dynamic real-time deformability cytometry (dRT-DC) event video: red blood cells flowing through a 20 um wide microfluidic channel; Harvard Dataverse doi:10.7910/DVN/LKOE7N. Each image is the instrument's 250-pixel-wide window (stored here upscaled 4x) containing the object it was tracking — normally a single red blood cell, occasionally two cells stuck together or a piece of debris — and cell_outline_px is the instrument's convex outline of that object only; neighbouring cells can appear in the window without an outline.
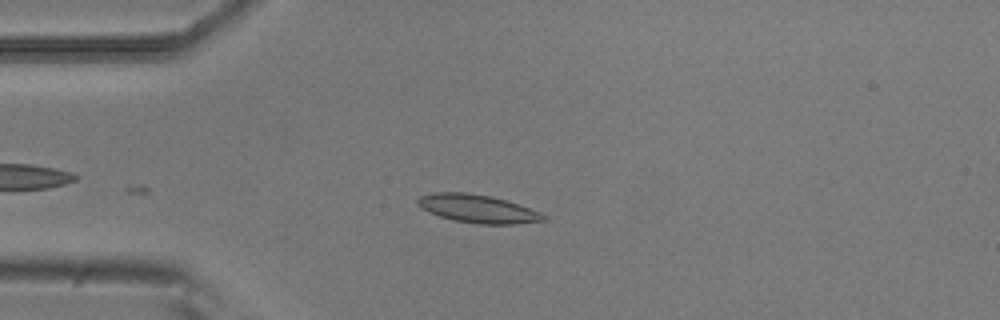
{"species": "common noctule bat (a hibernating species)", "species_latin": "Nyctalus noctula", "temperature_condition": "room temperature", "stored_images_in_passage": 6, "camera_frame_rate_fps": 3000, "um_per_image_px": 0.085, "animal": {"sex": "male", "body_mass_g": 20.5, "forearm_length_mm": 52.5}, "frame": {"image": 1, "passage_image": 3, "time_ms": 0.667, "image_size_px": [1000, 320], "cell_outline_px": [[548, 220], [512, 224], [480, 224], [452, 220], [428, 212], [420, 208], [416, 204], [416, 200], [420, 196], [432, 192], [468, 192], [492, 196], [540, 212]], "centroid_in_image_um": [40.53, 17.73], "position_along_channel_um": 44.5, "area_um2": 20.63}}
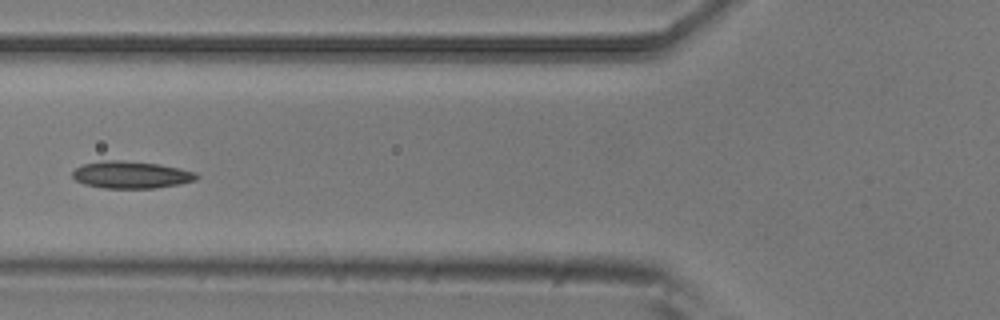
{"frame": {"image": 2, "passage_image": 5, "time_ms": 1.333, "image_size_px": [1000, 320], "cell_outline_px": [[200, 176], [196, 180], [180, 184], [156, 188], [104, 188], [84, 184], [76, 180], [72, 176], [72, 172], [76, 168], [84, 164], [104, 160], [120, 160], [160, 164], [196, 172]], "centroid_in_image_um": [11.17, 14.86], "position_along_channel_um": 114.6, "area_um2": 19.65}}
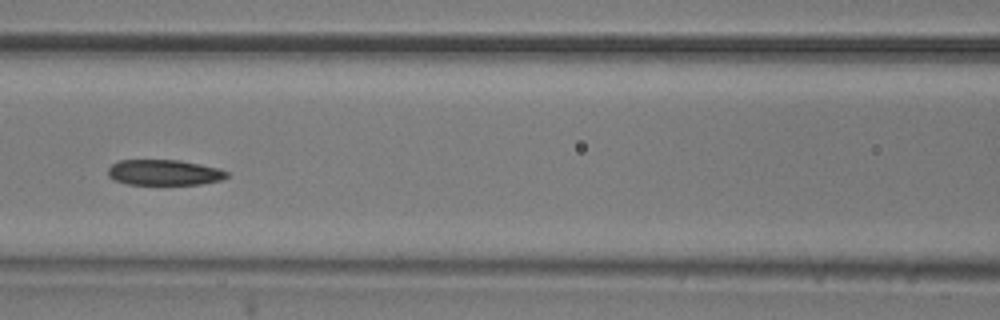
{"frame": {"image": 3, "passage_image": 6, "time_ms": 1.667, "image_size_px": [1000, 320], "cell_outline_px": [[228, 176], [224, 180], [200, 184], [128, 184], [116, 180], [108, 176], [108, 168], [112, 164], [120, 160], [180, 160], [200, 164], [216, 168], [228, 172]], "centroid_in_image_um": [13.96, 14.66], "position_along_channel_um": 152.6, "area_um2": 17.63}}